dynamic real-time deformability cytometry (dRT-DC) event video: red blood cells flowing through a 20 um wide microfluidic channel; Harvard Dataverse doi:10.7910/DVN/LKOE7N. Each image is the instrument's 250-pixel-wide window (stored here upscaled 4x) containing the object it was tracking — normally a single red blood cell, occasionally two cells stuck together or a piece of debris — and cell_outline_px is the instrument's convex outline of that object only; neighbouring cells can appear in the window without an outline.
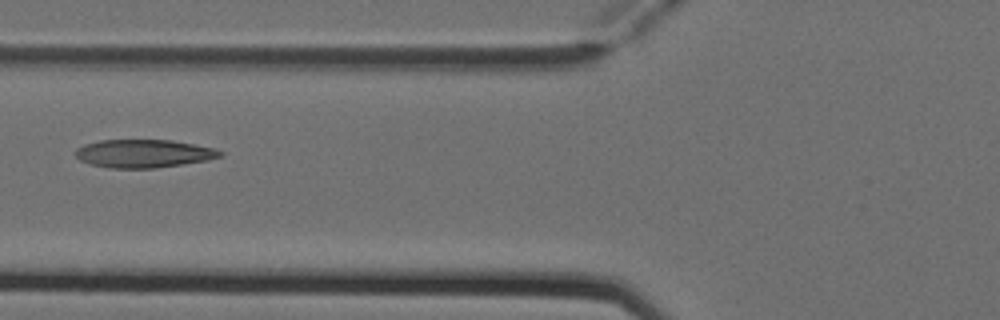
{"species": "Egyptian fruit bat (a non-hibernating species)", "species_latin": "Rousettus aegyptiacus", "temperature_condition": "cold", "stored_images_in_passage": 7, "camera_frame_rate_fps": 3000, "um_per_image_px": 0.085, "animal": {"sex": "female"}, "frame": {"image": 1, "passage_image": 6, "time_ms": 1.667, "image_size_px": [1000, 320], "cell_outline_px": [[224, 156], [208, 160], [156, 168], [108, 168], [88, 164], [80, 160], [76, 156], [76, 148], [84, 144], [100, 140], [172, 140], [216, 148], [224, 152]], "centroid_in_image_um": [12.23, 13.05], "position_along_channel_um": 113.6, "area_um2": 23.93}}
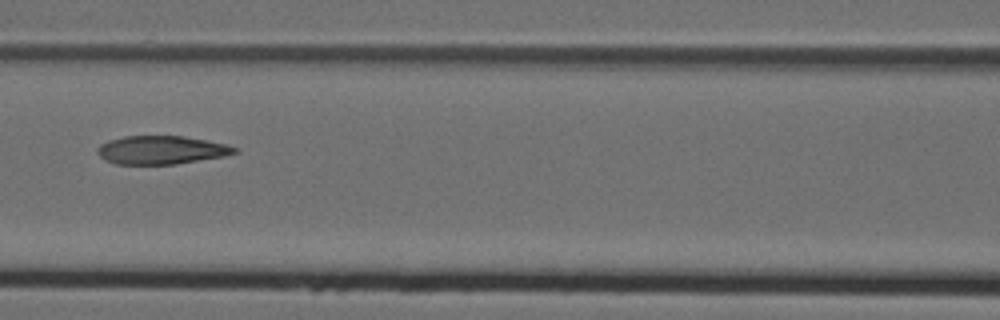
{"frame": {"image": 2, "passage_image": 7, "time_ms": 2.0, "image_size_px": [1000, 320], "cell_outline_px": [[240, 152], [224, 156], [176, 164], [116, 164], [104, 160], [96, 152], [96, 148], [100, 144], [108, 140], [124, 136], [184, 136], [228, 144], [236, 148]], "centroid_in_image_um": [13.7, 12.75], "position_along_channel_um": 152.9, "area_um2": 22.83}}